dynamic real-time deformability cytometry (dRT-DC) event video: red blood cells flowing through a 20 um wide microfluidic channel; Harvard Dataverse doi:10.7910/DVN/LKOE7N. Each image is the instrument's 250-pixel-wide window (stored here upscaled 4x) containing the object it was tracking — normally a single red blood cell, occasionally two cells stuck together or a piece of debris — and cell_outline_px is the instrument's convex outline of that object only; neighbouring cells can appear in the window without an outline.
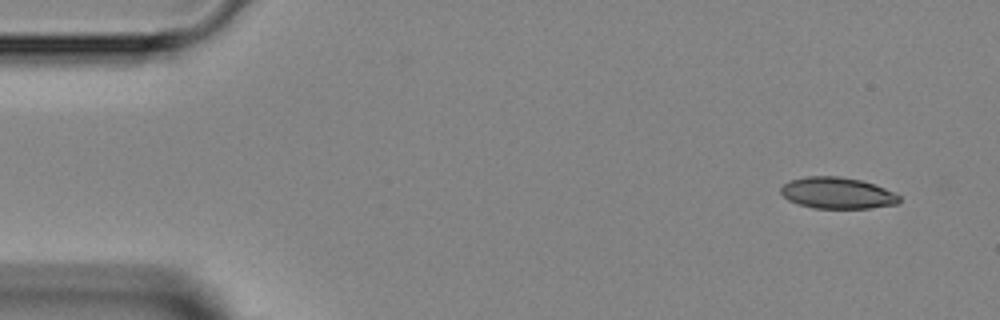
{"species": "Egyptian fruit bat (a non-hibernating species)", "species_latin": "Rousettus aegyptiacus", "temperature_condition": "room temperature", "stored_images_in_passage": 4, "camera_frame_rate_fps": 3000, "um_per_image_px": 0.085, "animal": {"sex": "female"}, "frame": {"image": 1, "passage_image": 1, "time_ms": 0.0, "image_size_px": [1000, 320], "cell_outline_px": [[900, 200], [896, 204], [868, 208], [812, 208], [796, 204], [788, 200], [780, 192], [780, 188], [784, 184], [792, 180], [808, 176], [840, 176], [860, 180], [884, 188], [900, 196]], "centroid_in_image_um": [71.13, 16.41], "position_along_channel_um": 13.9, "area_um2": 21.5}}
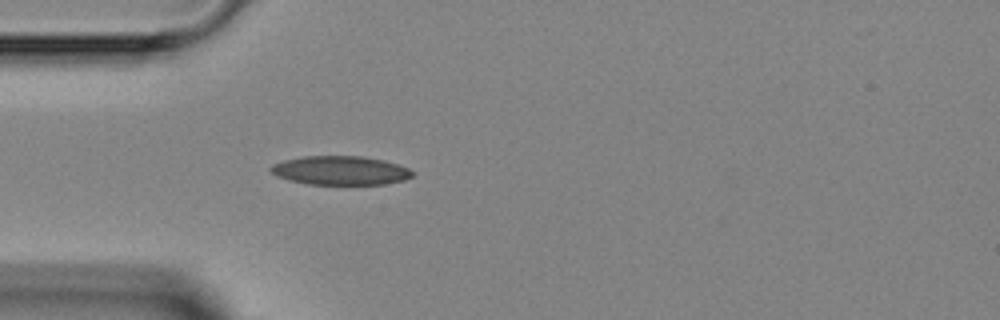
{"frame": {"image": 2, "passage_image": 4, "time_ms": 3.333, "image_size_px": [1000, 320], "cell_outline_px": [[412, 176], [404, 180], [384, 184], [308, 184], [288, 180], [276, 176], [268, 168], [272, 164], [284, 160], [304, 156], [360, 156], [384, 160], [408, 168], [412, 172]], "centroid_in_image_um": [28.89, 14.49], "position_along_channel_um": 56.1, "area_um2": 23.76}}